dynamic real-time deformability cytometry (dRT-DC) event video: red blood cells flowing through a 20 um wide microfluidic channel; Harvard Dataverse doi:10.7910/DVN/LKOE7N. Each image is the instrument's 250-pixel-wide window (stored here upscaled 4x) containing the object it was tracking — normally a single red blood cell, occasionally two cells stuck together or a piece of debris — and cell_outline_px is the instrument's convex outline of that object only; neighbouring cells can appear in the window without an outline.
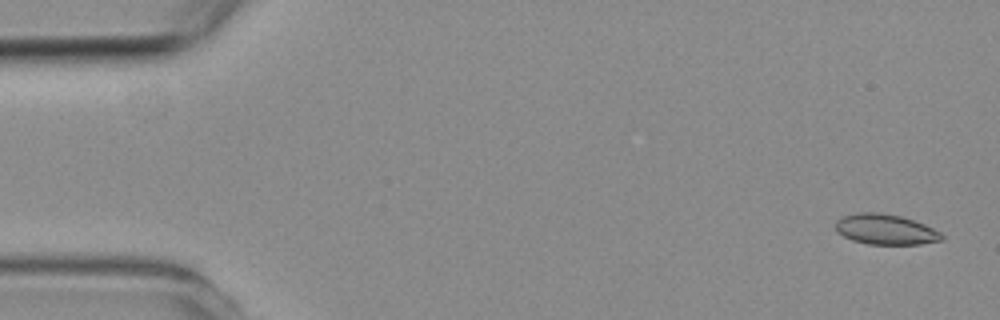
{"species": "common noctule bat (a hibernating species)", "species_latin": "Nyctalus noctula", "temperature_condition": "room temperature", "stored_images_in_passage": 5, "camera_frame_rate_fps": 3000, "um_per_image_px": 0.085, "animal": {"sex": "female", "body_mass_g": 19.3, "forearm_length_mm": 54.1}, "frame": {"image": 1, "passage_image": 1, "time_ms": 0.0, "image_size_px": [1000, 320], "cell_outline_px": [[944, 240], [920, 244], [868, 244], [852, 240], [836, 232], [836, 220], [844, 216], [856, 212], [876, 212], [900, 216], [924, 224], [940, 232], [944, 236]], "centroid_in_image_um": [75.26, 19.5], "position_along_channel_um": 9.7, "area_um2": 18.73}}
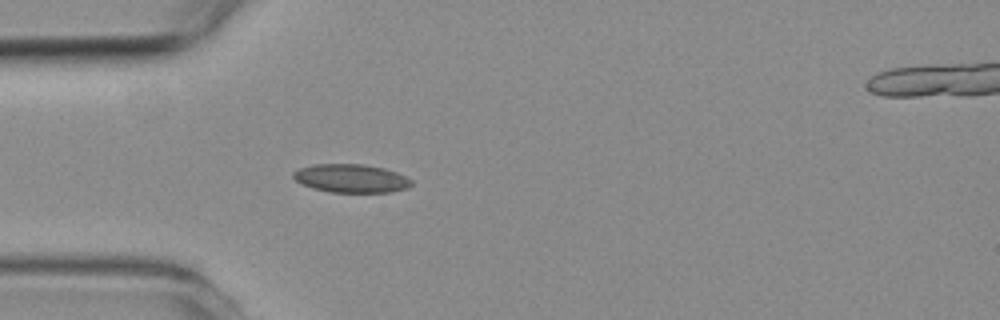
{"frame": {"image": 2, "passage_image": 4, "time_ms": 4.333, "image_size_px": [1000, 320], "cell_outline_px": [[412, 184], [408, 188], [388, 192], [332, 192], [312, 188], [300, 184], [292, 176], [292, 172], [300, 168], [316, 164], [364, 164], [384, 168], [396, 172], [412, 180]], "centroid_in_image_um": [29.83, 15.16], "position_along_channel_um": 55.2, "area_um2": 19.54}}